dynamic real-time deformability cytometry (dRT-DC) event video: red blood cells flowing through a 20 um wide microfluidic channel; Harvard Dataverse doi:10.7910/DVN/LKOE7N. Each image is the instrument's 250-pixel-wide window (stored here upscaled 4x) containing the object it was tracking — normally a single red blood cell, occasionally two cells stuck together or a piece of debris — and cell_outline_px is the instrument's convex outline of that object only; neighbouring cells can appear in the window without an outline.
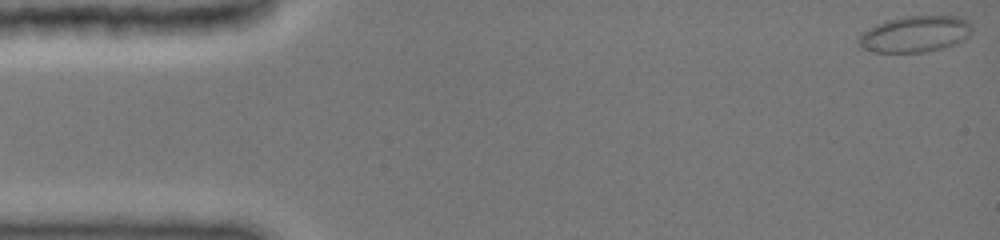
{"species": "common noctule bat (a hibernating species)", "species_latin": "Nyctalus noctula", "temperature_condition": "cold", "stored_images_in_passage": 34, "camera_frame_rate_fps": 3000, "um_per_image_px": 0.085, "animal": {"sex": "female", "body_mass_g": 19.0, "forearm_length_mm": 51.5}, "frame": {"image": 1, "passage_image": 1, "time_ms": 0.0, "image_size_px": [1000, 240], "cell_outline_px": [[972, 28], [968, 36], [956, 44], [924, 52], [872, 52], [864, 48], [856, 40], [864, 32], [888, 20], [904, 16], [956, 16], [968, 20]], "centroid_in_image_um": [77.81, 2.89], "position_along_channel_um": 7.2, "area_um2": 23.52}}
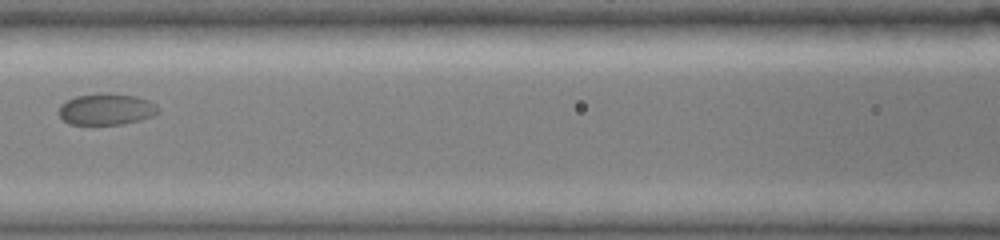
{"frame": {"image": 2, "passage_image": 15, "time_ms": 7.333, "image_size_px": [1000, 240], "cell_outline_px": [[160, 112], [152, 116], [120, 124], [68, 124], [60, 116], [60, 108], [68, 100], [76, 96], [136, 96], [148, 100]], "centroid_in_image_um": [9.03, 9.34], "position_along_channel_um": 157.6, "area_um2": 16.88}}
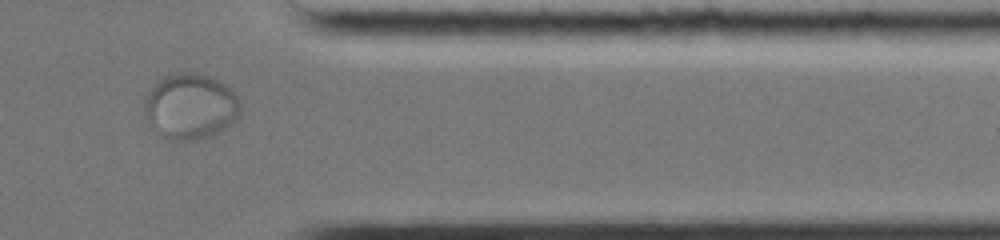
{"frame": {"image": 3, "passage_image": 27, "time_ms": 13.667, "image_size_px": [1000, 240], "cell_outline_px": [[240, 116], [232, 124], [212, 136], [196, 140], [172, 140], [160, 136], [152, 128], [144, 112], [144, 100], [152, 84], [156, 80], [172, 72], [192, 72], [208, 76], [224, 84], [236, 96], [240, 104]], "centroid_in_image_um": [16.15, 9.05], "position_along_channel_um": 395.3, "area_um2": 37.11}}